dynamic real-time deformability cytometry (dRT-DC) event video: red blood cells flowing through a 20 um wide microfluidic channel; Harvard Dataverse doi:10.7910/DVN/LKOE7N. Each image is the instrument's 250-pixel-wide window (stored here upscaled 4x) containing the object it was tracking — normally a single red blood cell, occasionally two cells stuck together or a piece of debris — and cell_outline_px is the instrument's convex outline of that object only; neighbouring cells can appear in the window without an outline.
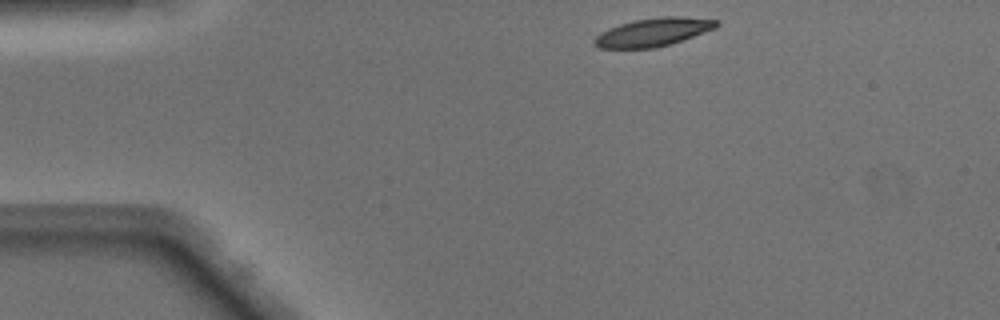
{"species": "Egyptian fruit bat (a non-hibernating species)", "species_latin": "Rousettus aegyptiacus", "temperature_condition": "warm", "stored_images_in_passage": 41, "camera_frame_rate_fps": 3000, "um_per_image_px": 0.085, "animal": {"sex": "male"}, "frame": {"image": 1, "passage_image": 1, "time_ms": 0.0, "image_size_px": [1000, 320], "cell_outline_px": [[720, 24], [716, 28], [656, 48], [600, 48], [592, 44], [592, 40], [600, 32], [608, 28], [620, 24], [636, 20], [660, 16], [680, 16], [720, 20]], "centroid_in_image_um": [55.5, 2.72], "position_along_channel_um": 29.5, "area_um2": 20.06}}
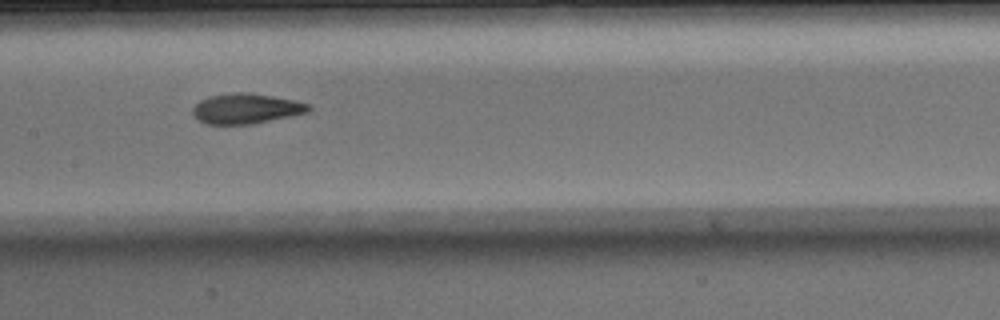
{"frame": {"image": 2, "passage_image": 16, "time_ms": 5.0, "image_size_px": [1000, 320], "cell_outline_px": [[312, 108], [308, 112], [252, 124], [208, 124], [192, 116], [192, 108], [200, 100], [208, 96], [232, 92], [248, 92], [272, 96], [292, 100], [308, 104]], "centroid_in_image_um": [20.87, 9.22], "position_along_channel_um": 186.5, "area_um2": 20.29}}
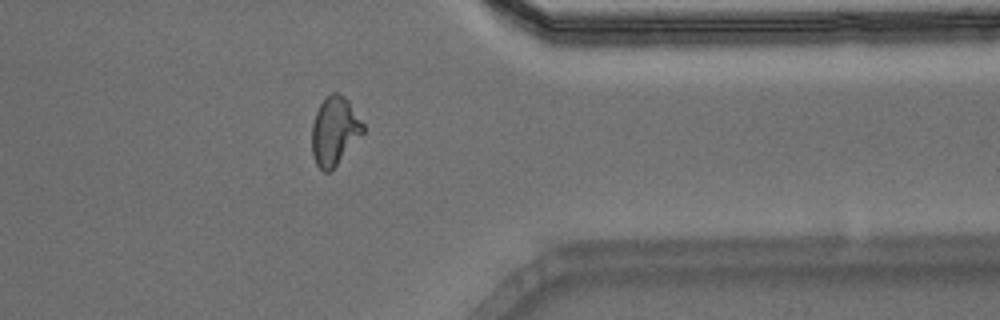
{"frame": {"image": 3, "passage_image": 31, "time_ms": 10.0, "image_size_px": [1000, 320], "cell_outline_px": [[364, 132], [336, 164], [328, 172], [324, 172], [316, 164], [312, 156], [312, 124], [316, 112], [320, 104], [332, 92], [336, 92], [344, 96], [348, 100], [364, 124]], "centroid_in_image_um": [28.43, 11.11], "position_along_channel_um": 383.0, "area_um2": 20.06}, "authors_computed_cell_mechanics": {"area_um2": 20.2878, "velocity_mm_per_s": 4.1334, "shape_relaxation_time_tau1_ms": 9.3596, "shape_relaxation_time_tau2_ms": 1.6733, "deformation_change_tau1": 0.2972, "deformation_change_tau2": 0.088}}